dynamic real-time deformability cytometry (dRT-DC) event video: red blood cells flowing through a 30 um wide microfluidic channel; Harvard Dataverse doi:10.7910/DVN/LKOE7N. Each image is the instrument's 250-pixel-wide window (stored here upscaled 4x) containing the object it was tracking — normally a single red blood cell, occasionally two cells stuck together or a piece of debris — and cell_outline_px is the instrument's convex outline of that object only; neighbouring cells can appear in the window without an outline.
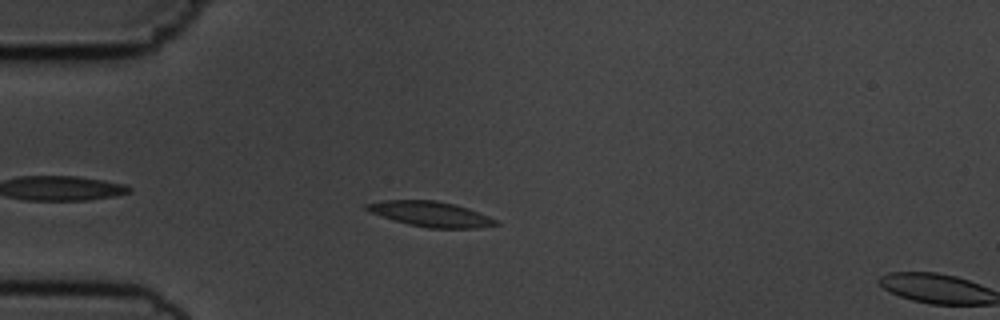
{"species": "common noctule bat (a hibernating species)", "species_latin": "Nyctalus noctula", "temperature_condition": "cold", "stored_images_in_passage": 4, "segment_of_instrument_passage": [1, 2], "camera_frame_rate_fps": 3000, "um_per_image_px": 0.085, "animal": {"sex": "male", "body_mass_g": 19.5, "forearm_length_mm": 54.6}, "frame": {"image": 1, "passage_image": 3, "time_ms": 3.0, "image_size_px": [1000, 320], "cell_outline_px": [[500, 224], [480, 228], [428, 228], [408, 224], [368, 212], [364, 208], [364, 204], [384, 200], [436, 200], [468, 208], [488, 216], [496, 220]], "centroid_in_image_um": [36.58, 18.19], "position_along_channel_um": 48.4, "area_um2": 18.9}}